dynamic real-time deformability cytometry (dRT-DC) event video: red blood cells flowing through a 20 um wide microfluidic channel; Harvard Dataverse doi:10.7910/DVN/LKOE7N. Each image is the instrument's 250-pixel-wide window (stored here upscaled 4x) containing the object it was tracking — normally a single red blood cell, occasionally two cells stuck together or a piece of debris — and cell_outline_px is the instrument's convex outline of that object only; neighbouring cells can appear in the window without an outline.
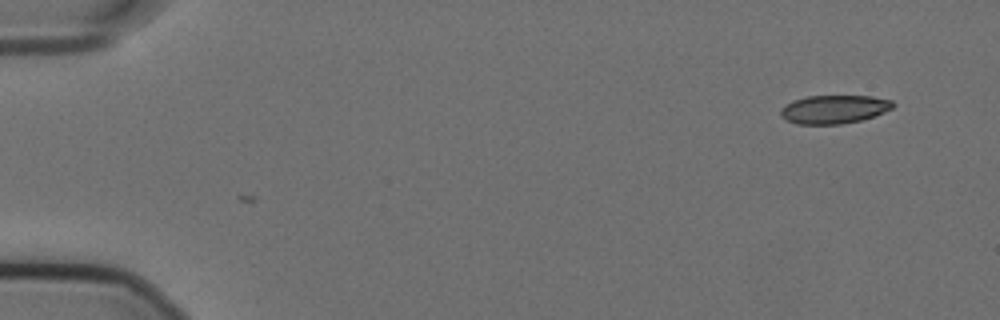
{"species": "Egyptian fruit bat (a non-hibernating species)", "species_latin": "Rousettus aegyptiacus", "temperature_condition": "cold", "stored_images_in_passage": 3, "camera_frame_rate_fps": 3000, "um_per_image_px": 0.085, "animal": {"sex": "female"}, "frame": {"image": 1, "passage_image": 3, "time_ms": 0.667, "image_size_px": [1000, 320], "cell_outline_px": [[896, 104], [892, 108], [884, 112], [860, 120], [840, 124], [796, 124], [780, 116], [780, 108], [784, 104], [792, 100], [808, 96], [872, 96], [892, 100]], "centroid_in_image_um": [70.87, 9.28], "position_along_channel_um": 14.1, "area_um2": 18.67}}